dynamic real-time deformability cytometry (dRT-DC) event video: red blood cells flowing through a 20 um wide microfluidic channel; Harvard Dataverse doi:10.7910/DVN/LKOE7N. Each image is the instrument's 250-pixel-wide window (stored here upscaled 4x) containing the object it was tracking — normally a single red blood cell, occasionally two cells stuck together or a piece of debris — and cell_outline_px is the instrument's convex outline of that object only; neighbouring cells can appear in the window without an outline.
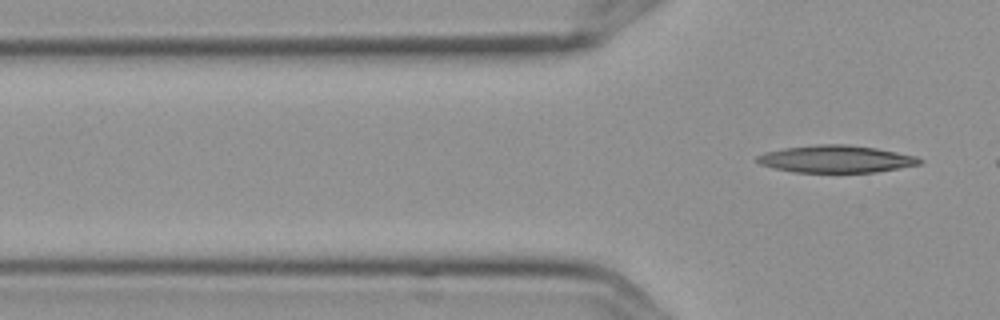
{"species": "Egyptian fruit bat (a non-hibernating species)", "species_latin": "Rousettus aegyptiacus", "temperature_condition": "cold", "stored_images_in_passage": 4, "segment_of_instrument_passage": [2, 2], "camera_frame_rate_fps": 3000, "um_per_image_px": 0.085, "frame": {"image": 1, "passage_image": 4, "time_ms": 1.0, "image_size_px": [1000, 320], "cell_outline_px": [[924, 160], [920, 164], [876, 172], [792, 172], [760, 164], [756, 160], [756, 156], [764, 152], [784, 148], [820, 144], [844, 144], [876, 148], [916, 156]], "centroid_in_image_um": [71.05, 13.51], "position_along_channel_um": 54.7, "area_um2": 25.66}}